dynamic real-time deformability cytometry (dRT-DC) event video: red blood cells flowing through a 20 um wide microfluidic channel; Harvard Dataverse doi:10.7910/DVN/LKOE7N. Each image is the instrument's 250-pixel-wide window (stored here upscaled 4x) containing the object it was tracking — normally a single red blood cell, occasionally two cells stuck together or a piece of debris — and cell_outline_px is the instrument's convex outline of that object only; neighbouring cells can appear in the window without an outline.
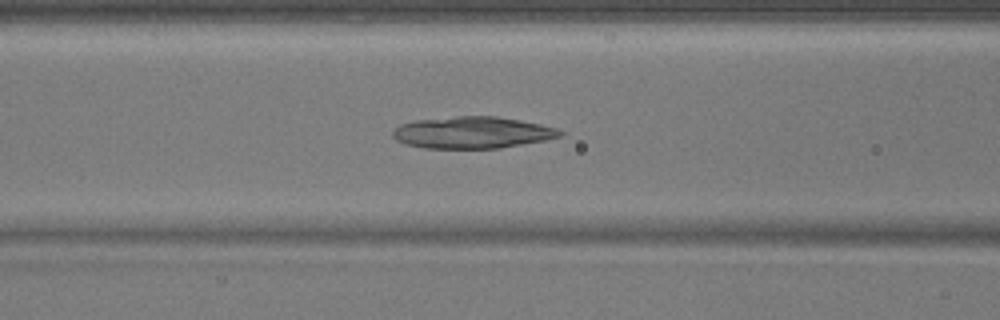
{"species": "common noctule bat (a hibernating species)", "species_latin": "Nyctalus noctula", "temperature_condition": "warm", "stored_images_in_passage": 47, "camera_frame_rate_fps": 3000, "um_per_image_px": 0.085, "animal": {"sex": "male", "body_mass_g": 17.9}, "frame": {"image": 1, "passage_image": 17, "time_ms": 5.333, "image_size_px": [1000, 320], "cell_outline_px": [[564, 136], [544, 140], [500, 148], [424, 148], [408, 144], [396, 140], [392, 136], [392, 132], [400, 124], [416, 120], [456, 116], [496, 116], [520, 120], [540, 124], [556, 128], [564, 132]], "centroid_in_image_um": [40.17, 11.26], "position_along_channel_um": 126.4, "area_um2": 30.87}}
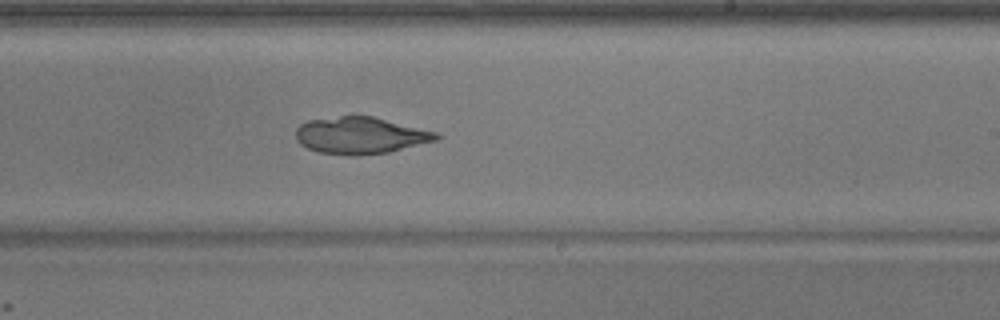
{"frame": {"image": 2, "passage_image": 27, "time_ms": 8.667, "image_size_px": [1000, 320], "cell_outline_px": [[444, 136], [436, 140], [388, 152], [356, 156], [352, 156], [320, 152], [308, 148], [300, 144], [296, 140], [296, 128], [300, 124], [308, 120], [340, 116], [372, 116], [440, 132]], "centroid_in_image_um": [30.67, 11.51], "position_along_channel_um": 258.3, "area_um2": 30.29}}
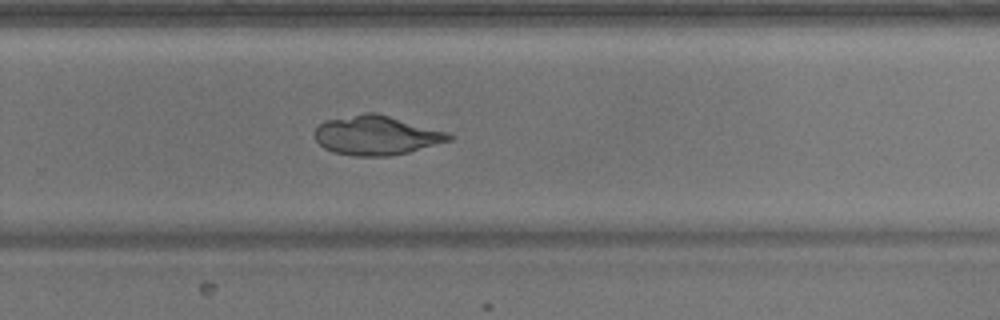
{"frame": {"image": 3, "passage_image": 30, "time_ms": 9.667, "image_size_px": [1000, 320], "cell_outline_px": [[456, 136], [452, 140], [408, 152], [388, 156], [352, 156], [332, 152], [324, 148], [316, 140], [316, 128], [324, 120], [364, 112], [376, 112], [444, 132]], "centroid_in_image_um": [31.95, 11.5], "position_along_channel_um": 297.8, "area_um2": 30.52}}